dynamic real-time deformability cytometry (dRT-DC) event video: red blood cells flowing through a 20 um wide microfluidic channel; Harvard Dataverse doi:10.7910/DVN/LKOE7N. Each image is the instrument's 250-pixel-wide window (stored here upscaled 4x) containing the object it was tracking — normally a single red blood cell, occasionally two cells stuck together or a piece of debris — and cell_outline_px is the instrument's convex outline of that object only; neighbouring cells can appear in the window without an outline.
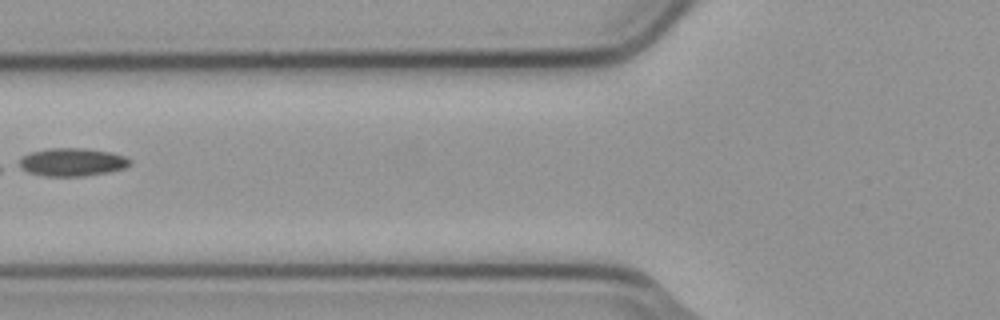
{"species": "common noctule bat (a hibernating species)", "species_latin": "Nyctalus noctula", "temperature_condition": "cold", "stored_images_in_passage": 3, "camera_frame_rate_fps": 3000, "um_per_image_px": 0.085, "animal": {"sex": "male", "body_mass_g": 23.1, "forearm_length_mm": 52.7}, "frame": {"image": 1, "passage_image": 2, "time_ms": 0.333, "image_size_px": [1000, 320], "cell_outline_px": [[132, 164], [124, 168], [108, 172], [84, 176], [44, 176], [28, 172], [20, 168], [20, 160], [24, 156], [32, 152], [48, 148], [84, 148], [108, 152], [124, 156], [132, 160]], "centroid_in_image_um": [6.16, 13.78], "position_along_channel_um": 119.6, "area_um2": 17.98}}
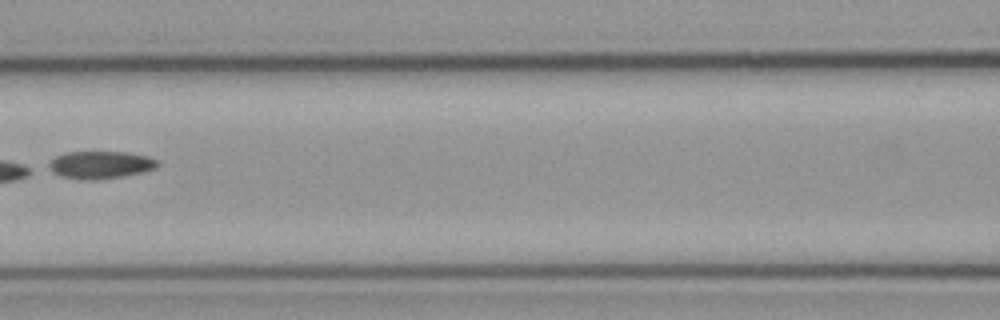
{"frame": {"image": 2, "passage_image": 3, "time_ms": 0.667, "image_size_px": [1000, 320], "cell_outline_px": [[160, 164], [156, 168], [124, 176], [96, 180], [84, 180], [60, 176], [52, 172], [48, 164], [56, 156], [68, 152], [128, 152], [148, 156], [156, 160]], "centroid_in_image_um": [8.54, 14.01], "position_along_channel_um": 158.1, "area_um2": 17.4}}